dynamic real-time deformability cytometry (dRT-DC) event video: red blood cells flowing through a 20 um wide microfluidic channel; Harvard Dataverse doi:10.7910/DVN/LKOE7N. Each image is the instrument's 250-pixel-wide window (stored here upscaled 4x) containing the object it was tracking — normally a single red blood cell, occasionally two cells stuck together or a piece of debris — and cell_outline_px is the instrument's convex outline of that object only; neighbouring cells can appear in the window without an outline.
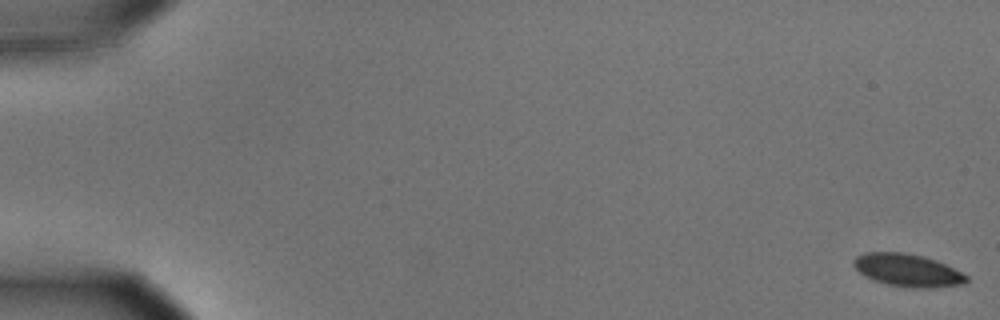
{"species": "common noctule bat (a hibernating species)", "species_latin": "Nyctalus noctula", "temperature_condition": "cold", "stored_images_in_passage": 57, "camera_frame_rate_fps": 3000, "um_per_image_px": 0.085, "animal": {"sex": "male", "body_mass_g": 15.6}, "frame": {"image": 1, "passage_image": 1, "time_ms": 0.0, "image_size_px": [1000, 320], "cell_outline_px": [[968, 280], [964, 284], [932, 288], [912, 288], [888, 284], [872, 280], [864, 276], [852, 264], [852, 260], [856, 256], [864, 252], [904, 252], [924, 256], [936, 260], [968, 276]], "centroid_in_image_um": [77.12, 22.97], "position_along_channel_um": 7.9, "area_um2": 21.56}}
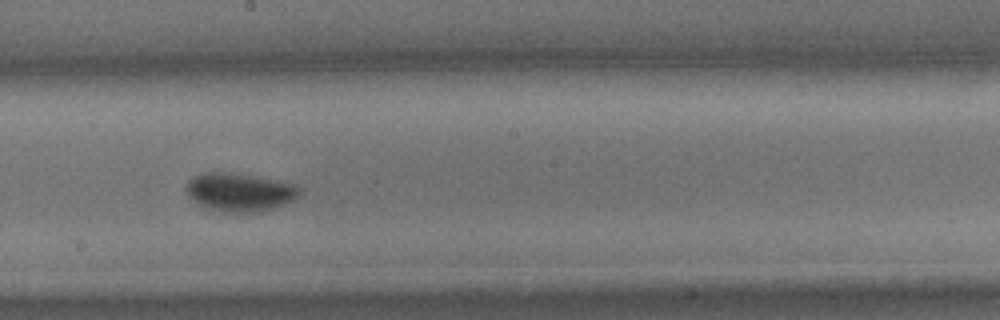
{"frame": {"image": 2, "passage_image": 33, "time_ms": 10.667, "image_size_px": [1000, 320], "cell_outline_px": [[300, 196], [284, 204], [260, 212], [220, 212], [208, 208], [192, 200], [188, 196], [184, 188], [184, 184], [188, 180], [204, 172], [228, 172], [256, 176], [276, 180], [292, 184], [300, 188]], "centroid_in_image_um": [20.32, 16.33], "position_along_channel_um": 227.9, "area_um2": 25.37}}
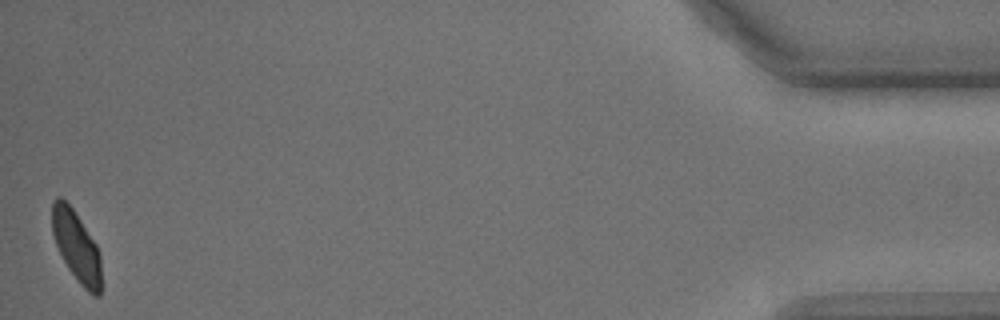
{"frame": {"image": 3, "passage_image": 57, "time_ms": 18.667, "image_size_px": [1000, 320], "cell_outline_px": [[100, 296], [92, 296], [80, 284], [68, 268], [56, 244], [52, 232], [52, 200], [56, 196], [60, 196], [72, 208], [96, 244], [100, 252]], "centroid_in_image_um": [6.49, 20.94], "position_along_channel_um": 428.7, "area_um2": 20.0}, "authors_computed_cell_mechanics": {"area_um2": 22.1952, "velocity_mm_per_s": 3.5562, "shape_relaxation_time_tau1_ms": 4.734, "shape_relaxation_time_tau2_ms": null, "deformation_change_tau1": 0.1163, "deformation_change_tau2": null}}